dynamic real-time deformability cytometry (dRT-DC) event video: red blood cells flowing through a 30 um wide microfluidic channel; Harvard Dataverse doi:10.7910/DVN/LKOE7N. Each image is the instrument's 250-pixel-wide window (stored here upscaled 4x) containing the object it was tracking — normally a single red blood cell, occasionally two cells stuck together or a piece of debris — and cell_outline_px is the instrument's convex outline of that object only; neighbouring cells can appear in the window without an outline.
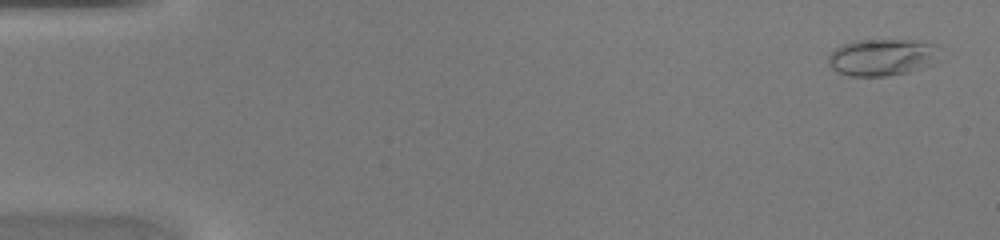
{"species": "common noctule bat (a hibernating species)", "species_latin": "Nyctalus noctula", "temperature_condition": "warm", "stored_images_in_passage": 45, "camera_frame_rate_fps": 3000, "um_per_image_px": 0.085, "animal": {"sex": "female", "body_mass_g": 20.0, "forearm_length_mm": 54.0}, "frame": {"image": 1, "passage_image": 2, "time_ms": 0.333, "image_size_px": [1000, 240], "cell_outline_px": [[936, 64], [908, 72], [888, 76], [848, 76], [836, 72], [828, 64], [828, 56], [836, 48], [844, 44], [856, 40], [924, 40], [936, 44]], "centroid_in_image_um": [74.98, 4.87], "position_along_channel_um": 10.0, "area_um2": 24.16}}
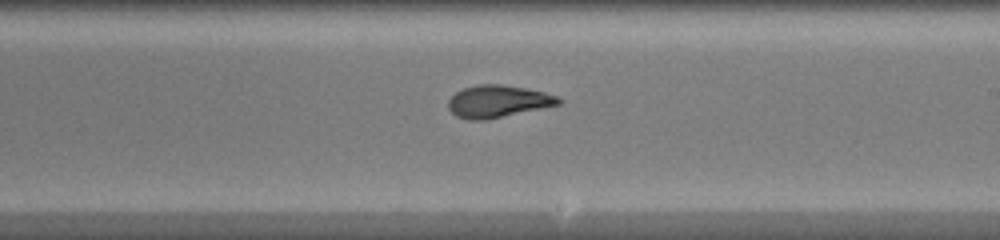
{"frame": {"image": 2, "passage_image": 27, "time_ms": 8.667, "image_size_px": [1000, 240], "cell_outline_px": [[564, 100], [560, 104], [484, 120], [468, 120], [456, 116], [448, 108], [448, 100], [456, 92], [464, 88], [480, 84], [500, 84], [524, 88], [544, 92], [556, 96]], "centroid_in_image_um": [42.3, 8.61], "position_along_channel_um": 246.7, "area_um2": 20.46}}
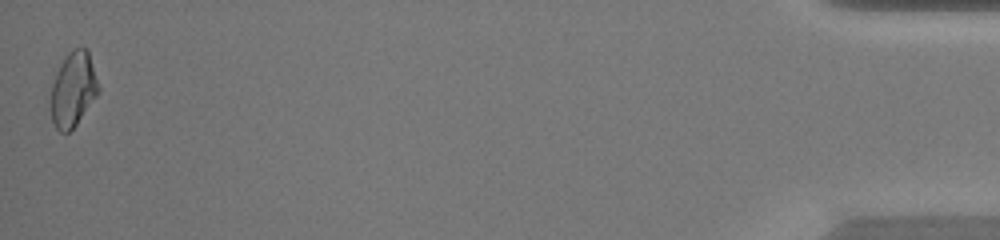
{"frame": {"image": 3, "passage_image": 45, "time_ms": 14.667, "image_size_px": [1000, 240], "cell_outline_px": [[100, 92], [76, 124], [68, 132], [60, 132], [56, 128], [52, 120], [48, 104], [52, 84], [56, 72], [64, 56], [72, 48], [84, 48], [88, 52], [100, 88]], "centroid_in_image_um": [6.18, 7.61], "position_along_channel_um": 429.0, "area_um2": 20.98}}